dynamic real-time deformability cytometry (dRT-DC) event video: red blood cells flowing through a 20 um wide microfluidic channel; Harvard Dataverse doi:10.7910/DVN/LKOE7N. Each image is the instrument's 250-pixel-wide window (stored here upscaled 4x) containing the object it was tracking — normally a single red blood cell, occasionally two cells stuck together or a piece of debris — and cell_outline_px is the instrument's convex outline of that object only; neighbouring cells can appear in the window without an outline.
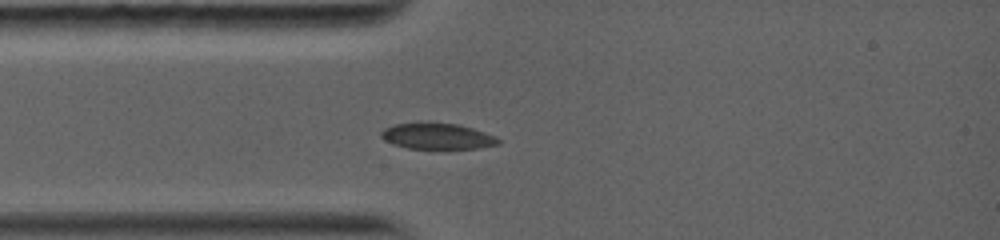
{"species": "common noctule bat (a hibernating species)", "species_latin": "Nyctalus noctula", "temperature_condition": "warm", "stored_images_in_passage": 1, "camera_frame_rate_fps": 5000, "um_per_image_px": 0.085, "animal": {"sex": "female", "body_mass_g": 19.0, "forearm_length_mm": 56.7}, "frame": {"image": 1, "passage_image": 1, "time_ms": 0.0, "image_size_px": [1000, 240], "cell_outline_px": [[500, 144], [480, 148], [408, 148], [392, 144], [384, 140], [380, 136], [380, 132], [384, 128], [392, 124], [420, 120], [428, 120], [460, 124], [496, 136], [500, 140]], "centroid_in_image_um": [37.11, 11.52], "position_along_channel_um": 47.9, "area_um2": 18.5}}